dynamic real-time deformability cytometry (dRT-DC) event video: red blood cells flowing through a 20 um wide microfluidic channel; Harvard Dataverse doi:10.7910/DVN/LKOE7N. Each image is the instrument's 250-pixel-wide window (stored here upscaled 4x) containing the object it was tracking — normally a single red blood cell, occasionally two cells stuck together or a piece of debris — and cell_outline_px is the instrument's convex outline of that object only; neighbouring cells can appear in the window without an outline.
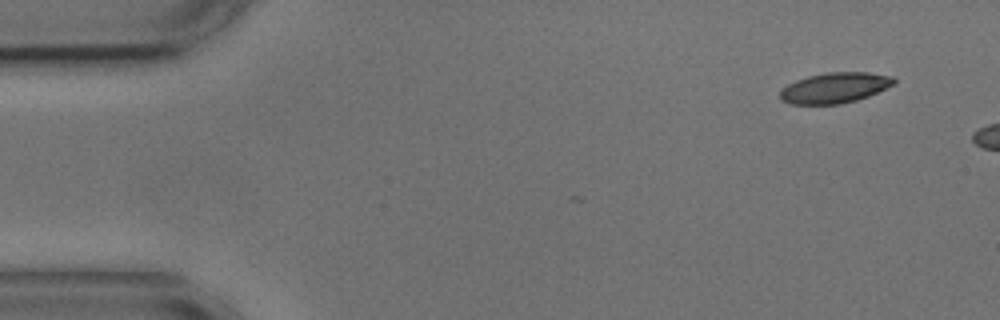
{"species": "common noctule bat (a hibernating species)", "species_latin": "Nyctalus noctula", "temperature_condition": "cold", "stored_images_in_passage": 3, "camera_frame_rate_fps": 3000, "um_per_image_px": 0.085, "animal": {"sex": "male", "body_mass_g": 17.9, "forearm_length_mm": 54.2}, "frame": {"image": 1, "passage_image": 1, "time_ms": 0.0, "image_size_px": [1000, 320], "cell_outline_px": [[896, 84], [868, 96], [856, 100], [840, 104], [792, 104], [780, 100], [780, 88], [796, 80], [808, 76], [828, 72], [868, 72], [892, 76], [896, 80]], "centroid_in_image_um": [70.95, 7.46], "position_along_channel_um": 14.0, "area_um2": 20.35}}